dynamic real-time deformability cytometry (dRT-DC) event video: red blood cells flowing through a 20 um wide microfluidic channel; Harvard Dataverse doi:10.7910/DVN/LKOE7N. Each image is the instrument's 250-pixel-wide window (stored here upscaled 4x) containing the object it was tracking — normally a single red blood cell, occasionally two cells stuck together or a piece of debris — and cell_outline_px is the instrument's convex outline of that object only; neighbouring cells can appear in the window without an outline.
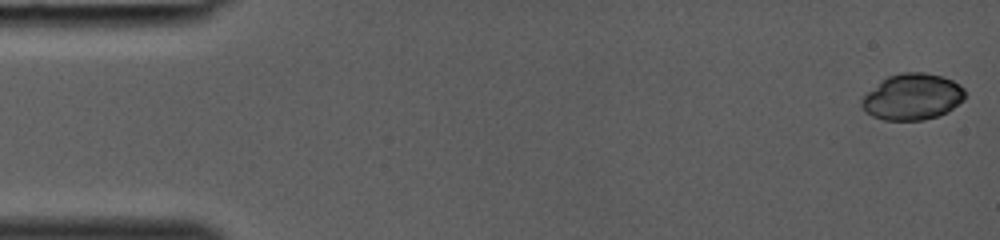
{"species": "common noctule bat (a hibernating species)", "species_latin": "Nyctalus noctula", "temperature_condition": "room temperature", "stored_images_in_passage": 38, "camera_frame_rate_fps": 3000, "um_per_image_px": 0.085, "animal": {"sex": "female", "body_mass_g": 19.0, "forearm_length_mm": 53.3}, "frame": {"image": 1, "passage_image": 1, "time_ms": 0.0, "image_size_px": [1000, 240], "cell_outline_px": [[964, 100], [948, 112], [940, 116], [924, 120], [884, 120], [872, 116], [860, 104], [860, 100], [880, 80], [888, 76], [900, 72], [924, 72], [944, 76], [960, 84], [964, 88]], "centroid_in_image_um": [77.58, 8.22], "position_along_channel_um": 7.4, "area_um2": 28.09}}
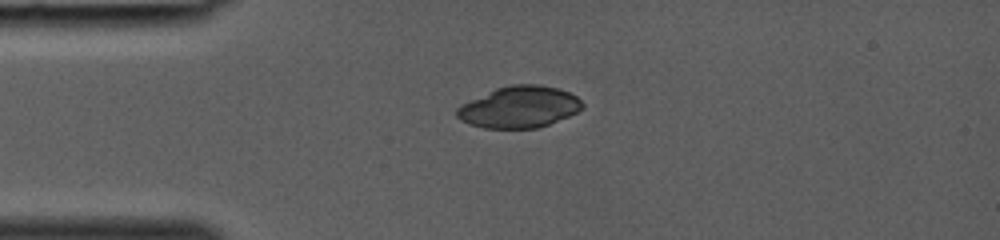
{"frame": {"image": 2, "passage_image": 10, "time_ms": 3.0, "image_size_px": [1000, 240], "cell_outline_px": [[584, 108], [568, 116], [548, 124], [536, 128], [484, 128], [468, 124], [460, 120], [456, 116], [456, 108], [460, 104], [496, 88], [512, 84], [540, 84], [556, 88], [568, 92], [576, 96], [584, 104]], "centroid_in_image_um": [44.1, 9.09], "position_along_channel_um": 40.9, "area_um2": 30.4}}
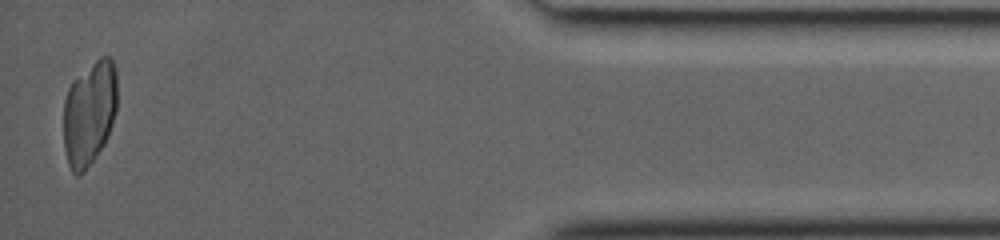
{"frame": {"image": 3, "passage_image": 37, "time_ms": 12.0, "image_size_px": [1000, 240], "cell_outline_px": [[116, 108], [112, 124], [108, 136], [104, 144], [84, 172], [80, 176], [76, 176], [72, 172], [68, 164], [64, 148], [64, 100], [68, 88], [72, 80], [100, 56], [108, 56], [112, 60], [116, 68]], "centroid_in_image_um": [7.58, 9.61], "position_along_channel_um": 427.6, "area_um2": 32.83}}